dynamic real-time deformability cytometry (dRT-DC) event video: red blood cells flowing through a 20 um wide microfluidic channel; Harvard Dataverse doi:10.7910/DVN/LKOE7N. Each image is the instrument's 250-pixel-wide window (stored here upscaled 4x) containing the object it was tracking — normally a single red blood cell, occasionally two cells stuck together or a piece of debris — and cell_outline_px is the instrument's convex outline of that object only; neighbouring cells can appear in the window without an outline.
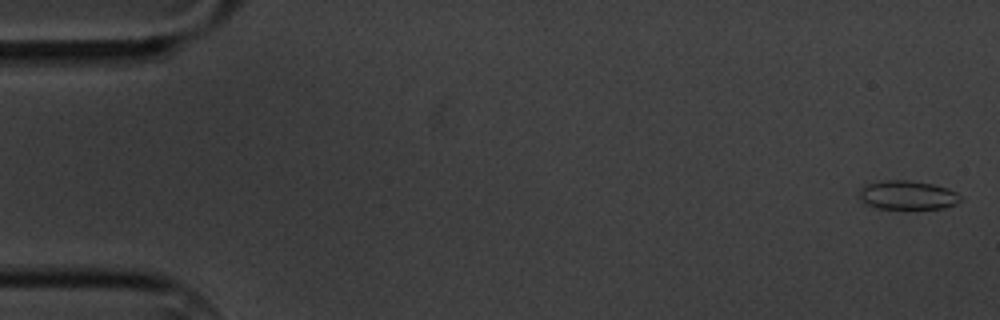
{"species": "common noctule bat (a hibernating species)", "species_latin": "Nyctalus noctula", "temperature_condition": "cold", "stored_images_in_passage": 17, "camera_frame_rate_fps": 3000, "um_per_image_px": 0.085, "animal": {"sex": "male", "body_mass_g": 20.1, "forearm_length_mm": 53.5}, "frame": {"image": 1, "passage_image": 1, "time_ms": 0.0, "image_size_px": [1000, 320], "cell_outline_px": [[964, 200], [956, 204], [944, 208], [876, 208], [860, 200], [860, 188], [868, 184], [884, 180], [908, 180], [932, 184], [948, 188], [956, 192]], "centroid_in_image_um": [77.18, 16.58], "position_along_channel_um": 7.8, "area_um2": 16.94}}
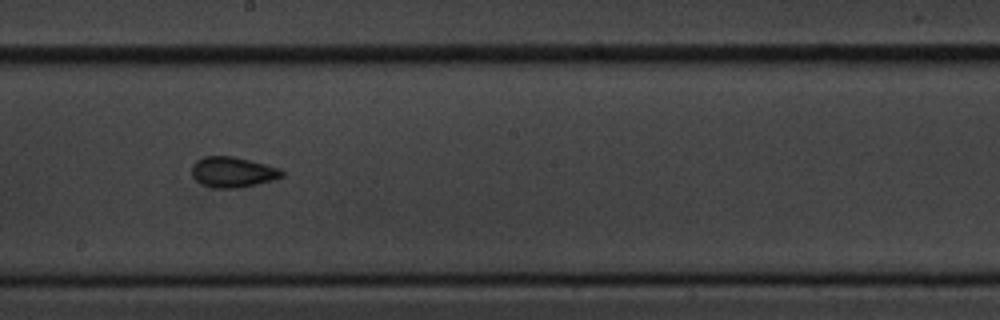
{"frame": {"image": 2, "passage_image": 10, "time_ms": 10.333, "image_size_px": [1000, 320], "cell_outline_px": [[284, 176], [272, 180], [240, 188], [212, 188], [200, 184], [192, 176], [192, 164], [196, 160], [204, 156], [232, 156], [280, 168], [284, 172]], "centroid_in_image_um": [19.75, 14.63], "position_along_channel_um": 228.4, "area_um2": 16.07}}
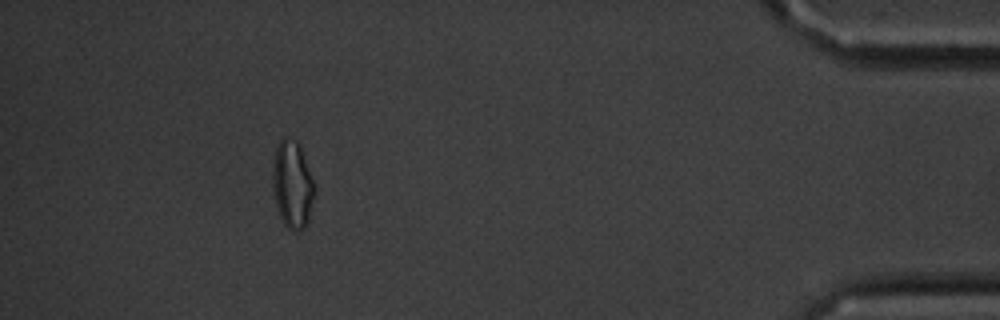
{"frame": {"image": 3, "passage_image": 16, "time_ms": 17.333, "image_size_px": [1000, 320], "cell_outline_px": [[316, 192], [308, 224], [304, 228], [288, 228], [284, 224], [280, 216], [276, 204], [272, 188], [272, 172], [276, 148], [280, 140], [284, 136], [288, 136], [296, 140], [300, 144], [316, 188]], "centroid_in_image_um": [24.87, 15.65], "position_along_channel_um": 410.3, "area_um2": 21.56}, "authors_computed_cell_mechanics": {"area_um2": 16.0684, "velocity_mm_per_s": 3.4179, "shape_relaxation_time_tau1_ms": null, "shape_relaxation_time_tau2_ms": 1.7496, "deformation_change_tau1": null, "deformation_change_tau2": 0.0659}}